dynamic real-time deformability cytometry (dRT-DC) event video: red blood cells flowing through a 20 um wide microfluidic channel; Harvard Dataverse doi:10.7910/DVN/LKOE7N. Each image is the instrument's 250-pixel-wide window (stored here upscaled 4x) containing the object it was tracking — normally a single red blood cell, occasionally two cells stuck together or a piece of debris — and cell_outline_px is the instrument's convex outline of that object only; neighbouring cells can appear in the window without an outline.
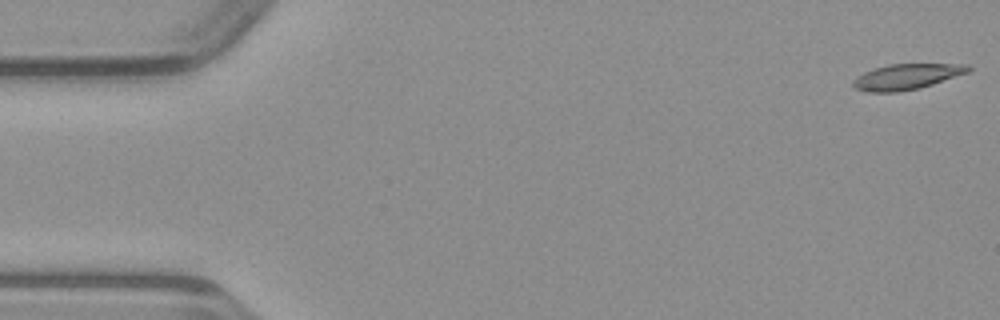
{"species": "common noctule bat (a hibernating species)", "species_latin": "Nyctalus noctula", "temperature_condition": "warm", "stored_images_in_passage": 49, "camera_frame_rate_fps": 3000, "um_per_image_px": 0.085, "animal": {"sex": "male", "body_mass_g": 23.1, "forearm_length_mm": 52.7}, "frame": {"image": 1, "passage_image": 1, "time_ms": 0.0, "image_size_px": [1000, 320], "cell_outline_px": [[972, 68], [968, 72], [920, 88], [896, 92], [864, 92], [856, 88], [852, 84], [852, 80], [856, 76], [864, 72], [888, 64], [968, 64]], "centroid_in_image_um": [77.03, 6.52], "position_along_channel_um": 8.0, "area_um2": 17.11}}
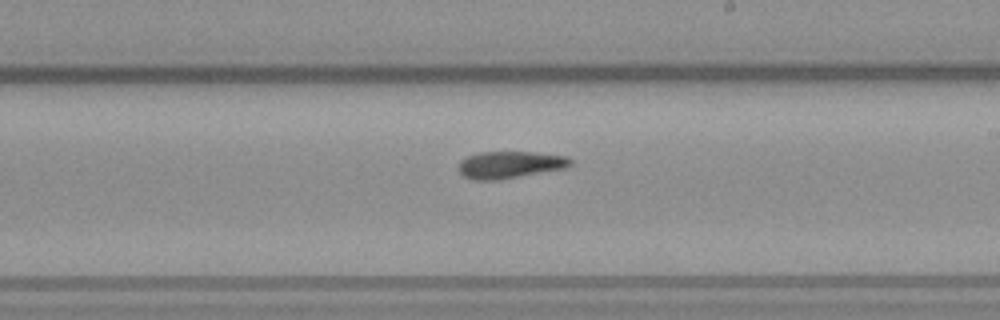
{"frame": {"image": 2, "passage_image": 28, "time_ms": 9.0, "image_size_px": [1000, 320], "cell_outline_px": [[572, 164], [564, 168], [496, 180], [472, 180], [464, 176], [456, 168], [460, 160], [468, 156], [480, 152], [532, 152], [568, 156], [572, 160]], "centroid_in_image_um": [43.3, 13.99], "position_along_channel_um": 245.7, "area_um2": 17.57}}
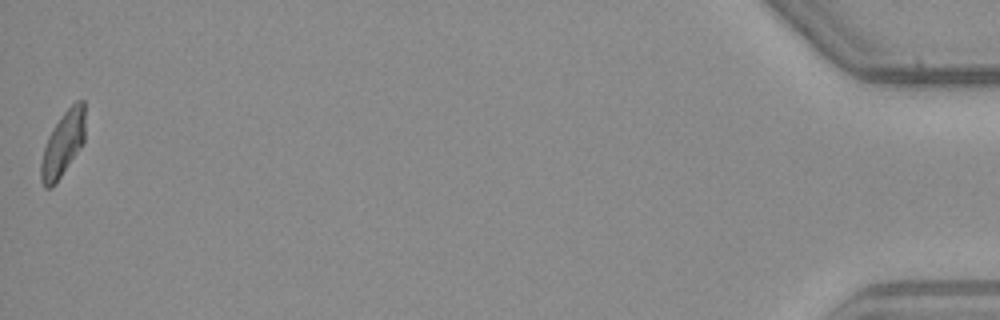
{"frame": {"image": 3, "passage_image": 49, "time_ms": 16.0, "image_size_px": [1000, 320], "cell_outline_px": [[84, 144], [56, 184], [52, 188], [44, 188], [40, 180], [40, 164], [44, 148], [48, 136], [60, 116], [76, 100], [84, 100]], "centroid_in_image_um": [5.34, 12.28], "position_along_channel_um": 429.9, "area_um2": 16.94}}